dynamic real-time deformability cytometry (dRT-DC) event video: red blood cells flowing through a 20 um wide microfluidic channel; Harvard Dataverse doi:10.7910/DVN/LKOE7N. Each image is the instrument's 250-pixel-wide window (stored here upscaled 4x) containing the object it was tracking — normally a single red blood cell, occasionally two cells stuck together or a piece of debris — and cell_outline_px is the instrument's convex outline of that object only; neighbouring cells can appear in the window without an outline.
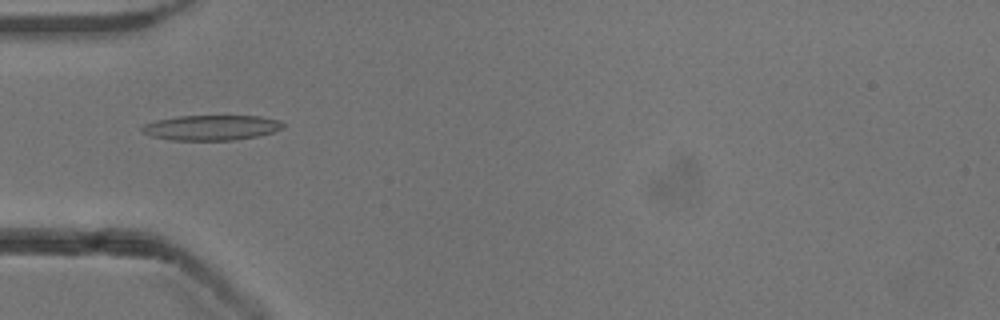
{"species": "common noctule bat (a hibernating species)", "species_latin": "Nyctalus noctula", "temperature_condition": "cold", "stored_images_in_passage": 52, "camera_frame_rate_fps": 3000, "um_per_image_px": 0.085, "animal": {"sex": "male", "body_mass_g": 13.3}, "frame": {"image": 1, "passage_image": 17, "time_ms": 5.333, "image_size_px": [1000, 320], "cell_outline_px": [[284, 128], [272, 132], [256, 136], [232, 140], [172, 140], [152, 136], [140, 132], [140, 128], [144, 124], [156, 120], [180, 116], [260, 116], [276, 120], [284, 124]], "centroid_in_image_um": [17.92, 10.85], "position_along_channel_um": 67.1, "area_um2": 20.52}}
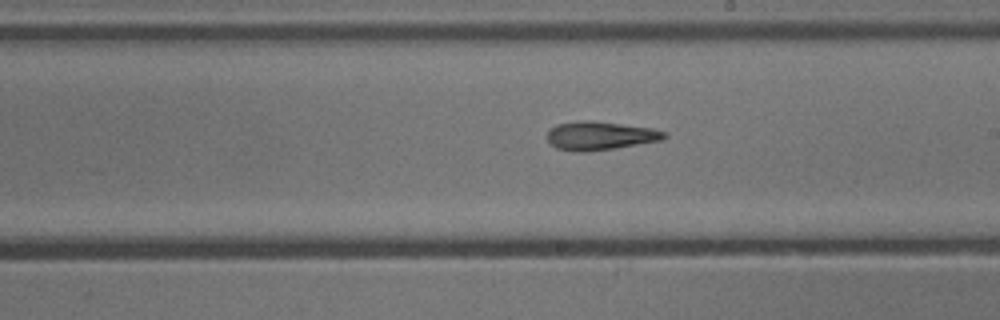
{"frame": {"image": 2, "passage_image": 30, "time_ms": 9.667, "image_size_px": [1000, 320], "cell_outline_px": [[668, 136], [664, 140], [616, 148], [584, 152], [572, 152], [556, 148], [548, 140], [548, 132], [556, 124], [580, 120], [592, 120], [652, 128], [664, 132]], "centroid_in_image_um": [51.02, 11.54], "position_along_channel_um": 238.0, "area_um2": 19.59}}
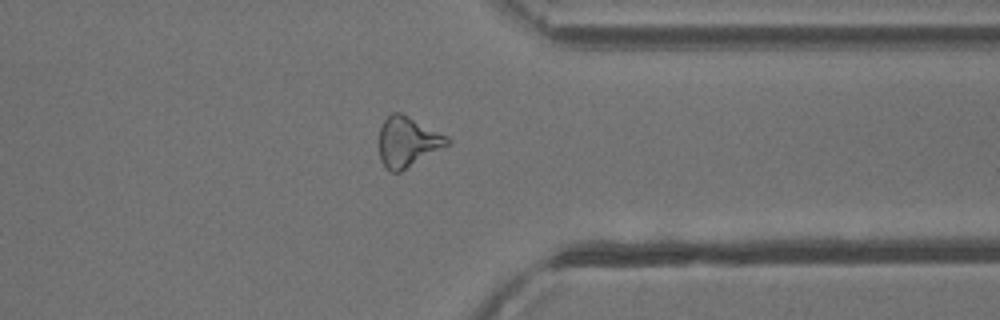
{"frame": {"image": 3, "passage_image": 41, "time_ms": 13.333, "image_size_px": [1000, 320], "cell_outline_px": [[452, 144], [400, 172], [392, 172], [384, 168], [380, 160], [380, 128], [384, 120], [392, 112], [400, 112], [448, 136], [452, 140]], "centroid_in_image_um": [34.68, 12.07], "position_along_channel_um": 376.7, "area_um2": 20.11}, "authors_computed_cell_mechanics": {"area_um2": 19.7965, "velocity_mm_per_s": 3.9352, "shape_relaxation_time_tau1_ms": null, "shape_relaxation_time_tau2_ms": 6.4352, "deformation_change_tau1": null, "deformation_change_tau2": 0.1984}}